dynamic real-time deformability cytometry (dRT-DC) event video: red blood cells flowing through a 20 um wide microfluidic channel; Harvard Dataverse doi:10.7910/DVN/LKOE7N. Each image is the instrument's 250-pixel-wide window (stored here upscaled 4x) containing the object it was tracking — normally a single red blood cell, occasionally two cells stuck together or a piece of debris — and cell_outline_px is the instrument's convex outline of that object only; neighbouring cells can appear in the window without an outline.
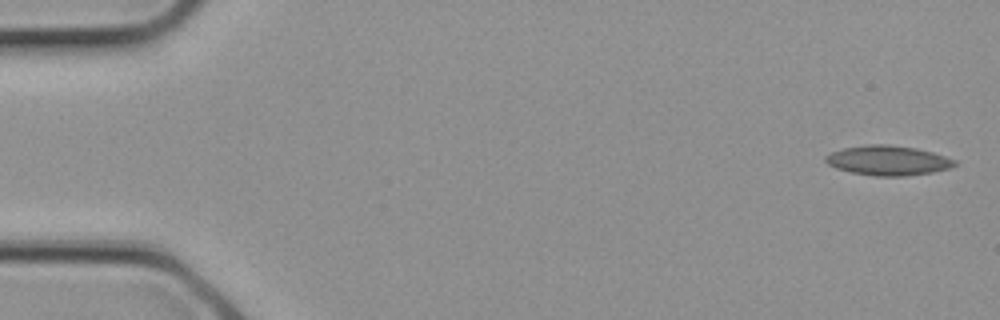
{"species": "common noctule bat (a hibernating species)", "species_latin": "Nyctalus noctula", "temperature_condition": "cold", "stored_images_in_passage": 4, "camera_frame_rate_fps": 3000, "um_per_image_px": 0.085, "animal": {"sex": "female", "body_mass_g": 21.9}, "frame": {"image": 1, "passage_image": 1, "time_ms": 0.0, "image_size_px": [1000, 320], "cell_outline_px": [[956, 164], [948, 168], [932, 172], [904, 176], [876, 176], [852, 172], [836, 168], [828, 164], [824, 160], [824, 156], [832, 152], [844, 148], [868, 144], [888, 144], [916, 148], [932, 152], [956, 160]], "centroid_in_image_um": [75.45, 13.63], "position_along_channel_um": 9.5, "area_um2": 22.2}}
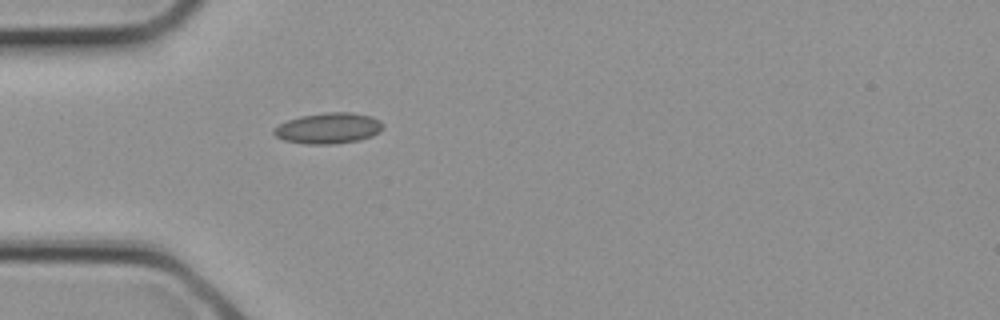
{"frame": {"image": 2, "passage_image": 4, "time_ms": 1.0, "image_size_px": [1000, 320], "cell_outline_px": [[384, 128], [380, 132], [372, 136], [360, 140], [332, 144], [304, 144], [284, 140], [276, 136], [272, 132], [272, 128], [288, 120], [300, 116], [324, 112], [352, 112], [372, 116], [380, 120], [384, 124]], "centroid_in_image_um": [27.94, 10.89], "position_along_channel_um": 57.1, "area_um2": 19.88}}